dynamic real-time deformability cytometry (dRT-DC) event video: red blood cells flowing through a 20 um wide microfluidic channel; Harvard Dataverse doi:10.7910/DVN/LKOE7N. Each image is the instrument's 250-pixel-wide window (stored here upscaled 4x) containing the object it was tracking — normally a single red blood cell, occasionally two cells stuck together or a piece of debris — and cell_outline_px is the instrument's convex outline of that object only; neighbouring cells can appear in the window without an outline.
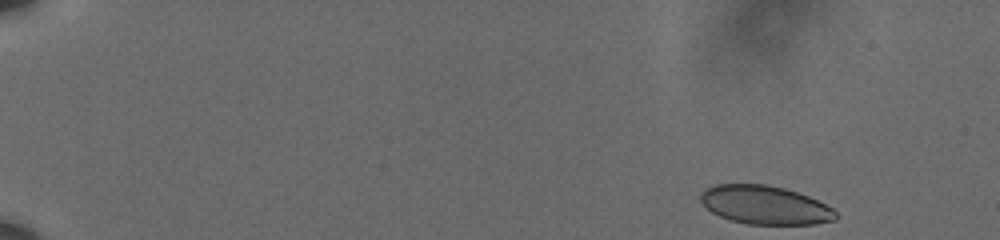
{"species": "human", "species_latin": "Homo sapiens", "temperature_condition": "cold", "stored_images_in_passage": 54, "camera_frame_rate_fps": 3000, "um_per_image_px": 0.085, "donor": {"sex": "male"}, "frame": {"image": 1, "passage_image": 1, "time_ms": 0.0, "image_size_px": [1000, 240], "cell_outline_px": [[836, 220], [816, 224], [748, 224], [732, 220], [720, 216], [712, 212], [700, 200], [700, 192], [704, 188], [716, 184], [768, 184], [784, 188], [808, 196], [832, 208], [836, 212]], "centroid_in_image_um": [65.0, 17.42], "position_along_channel_um": 20.0, "area_um2": 30.29}}
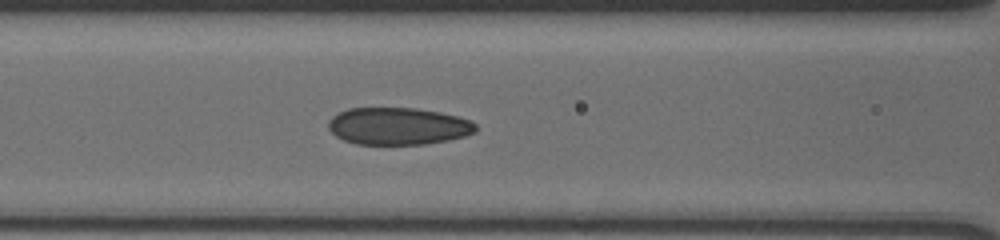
{"frame": {"image": 2, "passage_image": 23, "time_ms": 7.333, "image_size_px": [1000, 240], "cell_outline_px": [[476, 132], [464, 136], [448, 140], [424, 144], [356, 144], [344, 140], [336, 136], [328, 128], [328, 120], [332, 116], [348, 108], [416, 108], [440, 112], [456, 116], [468, 120], [476, 124]], "centroid_in_image_um": [33.82, 10.72], "position_along_channel_um": 132.8, "area_um2": 31.91}}
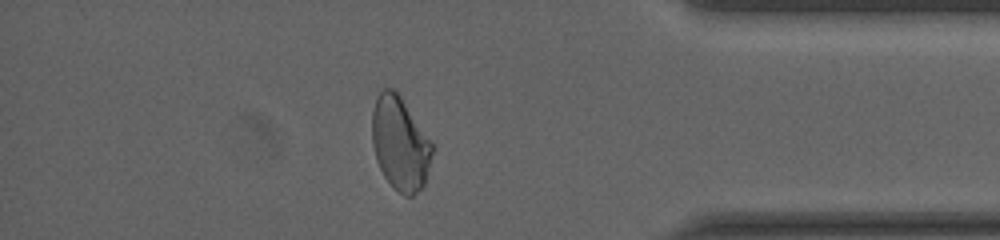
{"frame": {"image": 3, "passage_image": 47, "time_ms": 15.333, "image_size_px": [1000, 240], "cell_outline_px": [[432, 152], [424, 184], [412, 196], [404, 196], [392, 188], [384, 176], [376, 160], [372, 144], [372, 112], [376, 96], [384, 88], [392, 88], [400, 96], [432, 144]], "centroid_in_image_um": [33.96, 12.22], "position_along_channel_um": 401.2, "area_um2": 32.31}, "authors_computed_cell_mechanics": {"area_um2": 32.2524, "velocity_mm_per_s": 3.6068, "shape_relaxation_time_tau1_ms": 7.1382, "shape_relaxation_time_tau2_ms": 1.5164, "deformation_change_tau1": 0.1401, "deformation_change_tau2": 0.0791}}